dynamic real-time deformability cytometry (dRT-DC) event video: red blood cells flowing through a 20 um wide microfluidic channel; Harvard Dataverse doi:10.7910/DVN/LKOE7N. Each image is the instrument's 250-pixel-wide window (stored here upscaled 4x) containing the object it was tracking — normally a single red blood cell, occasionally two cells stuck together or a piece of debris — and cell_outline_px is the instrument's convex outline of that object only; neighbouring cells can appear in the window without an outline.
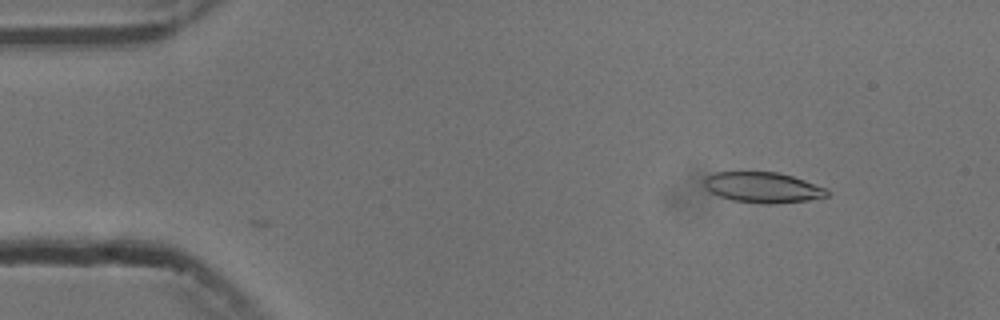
{"species": "common noctule bat (a hibernating species)", "species_latin": "Nyctalus noctula", "temperature_condition": "cold", "stored_images_in_passage": 7, "camera_frame_rate_fps": 3000, "um_per_image_px": 0.085, "animal": {"sex": "male", "body_mass_g": 13.3}, "frame": {"image": 1, "passage_image": 7, "time_ms": 2.0, "image_size_px": [1000, 320], "cell_outline_px": [[828, 196], [808, 200], [776, 204], [760, 204], [732, 200], [720, 196], [712, 192], [704, 184], [704, 176], [716, 172], [780, 172], [804, 180], [824, 188], [828, 192]], "centroid_in_image_um": [64.82, 15.93], "position_along_channel_um": 20.2, "area_um2": 21.79}}